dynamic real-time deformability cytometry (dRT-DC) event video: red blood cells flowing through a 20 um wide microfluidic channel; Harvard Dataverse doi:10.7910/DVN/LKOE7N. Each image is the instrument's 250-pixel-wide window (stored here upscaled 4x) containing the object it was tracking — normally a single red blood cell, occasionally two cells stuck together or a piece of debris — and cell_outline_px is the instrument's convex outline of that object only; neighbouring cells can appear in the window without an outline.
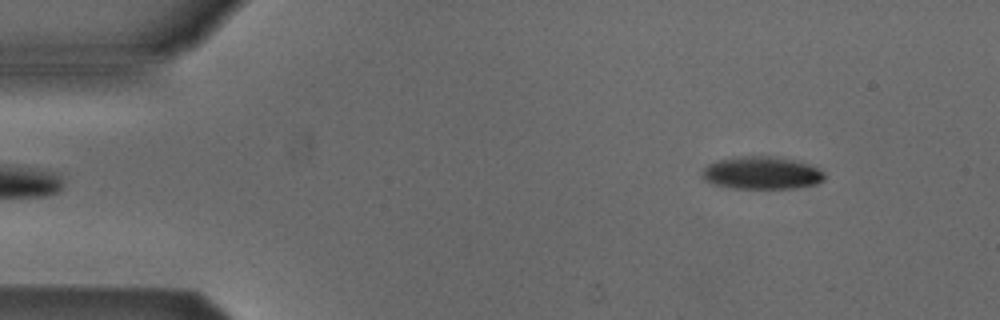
{"species": "Egyptian fruit bat (a non-hibernating species)", "species_latin": "Rousettus aegyptiacus", "temperature_condition": "cold", "stored_images_in_passage": 4, "segment_of_instrument_passage": [2, 2], "camera_frame_rate_fps": 3000, "um_per_image_px": 0.085, "animal": {"sex": "male"}, "frame": {"image": 1, "passage_image": 4, "time_ms": 3.667, "image_size_px": [1000, 320], "cell_outline_px": [[824, 180], [816, 184], [796, 188], [732, 188], [712, 184], [704, 180], [700, 176], [700, 172], [708, 164], [720, 160], [736, 156], [776, 156], [800, 160], [820, 164], [824, 172]], "centroid_in_image_um": [64.82, 14.68], "position_along_channel_um": 20.2, "area_um2": 24.1}}